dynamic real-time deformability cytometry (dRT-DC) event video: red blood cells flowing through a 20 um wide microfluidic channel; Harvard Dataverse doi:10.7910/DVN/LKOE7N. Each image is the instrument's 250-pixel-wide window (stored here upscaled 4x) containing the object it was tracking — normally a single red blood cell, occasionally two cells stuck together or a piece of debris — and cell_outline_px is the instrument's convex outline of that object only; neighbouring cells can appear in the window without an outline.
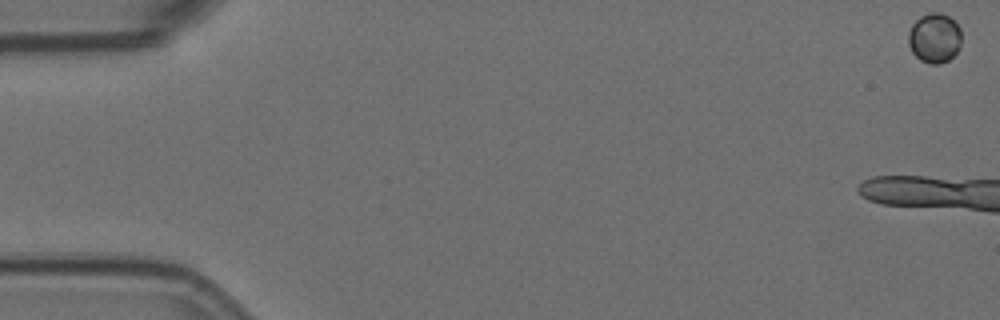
{"species": "Egyptian fruit bat (a non-hibernating species)", "species_latin": "Rousettus aegyptiacus", "temperature_condition": "room temperature", "stored_images_in_passage": 12, "camera_frame_rate_fps": 3000, "um_per_image_px": 0.085, "animal": {"sex": "female"}, "frame": {"image": 1, "passage_image": 1, "time_ms": 0.0, "image_size_px": [1000, 320], "cell_outline_px": [[960, 44], [956, 52], [948, 60], [940, 64], [928, 64], [920, 60], [912, 52], [908, 44], [908, 32], [912, 24], [920, 16], [928, 12], [940, 12], [948, 16], [960, 28]], "centroid_in_image_um": [79.4, 3.23], "position_along_channel_um": 5.6, "area_um2": 15.43}}